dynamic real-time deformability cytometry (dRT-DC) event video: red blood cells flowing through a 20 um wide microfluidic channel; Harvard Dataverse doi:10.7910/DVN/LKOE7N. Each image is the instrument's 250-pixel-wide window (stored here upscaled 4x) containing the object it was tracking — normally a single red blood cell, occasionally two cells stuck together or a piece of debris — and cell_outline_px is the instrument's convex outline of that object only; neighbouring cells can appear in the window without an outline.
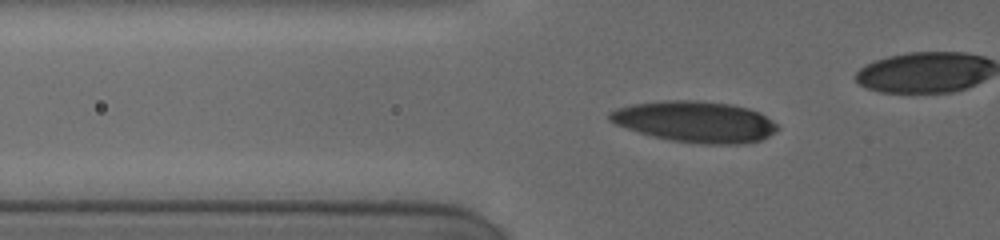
{"species": "human", "species_latin": "Homo sapiens", "temperature_condition": "cold", "stored_images_in_passage": 46, "camera_frame_rate_fps": 3000, "um_per_image_px": 0.085, "donor": {"sex": "female"}, "frame": {"image": 1, "passage_image": 34, "time_ms": 5.333, "image_size_px": [1000, 240], "cell_outline_px": [[780, 128], [768, 136], [760, 140], [740, 144], [700, 144], [672, 140], [652, 136], [616, 124], [608, 120], [608, 112], [616, 108], [632, 104], [664, 100], [696, 100], [732, 104], [748, 108], [764, 116], [776, 124]], "centroid_in_image_um": [59.06, 10.34], "position_along_channel_um": 66.7, "area_um2": 40.0}}